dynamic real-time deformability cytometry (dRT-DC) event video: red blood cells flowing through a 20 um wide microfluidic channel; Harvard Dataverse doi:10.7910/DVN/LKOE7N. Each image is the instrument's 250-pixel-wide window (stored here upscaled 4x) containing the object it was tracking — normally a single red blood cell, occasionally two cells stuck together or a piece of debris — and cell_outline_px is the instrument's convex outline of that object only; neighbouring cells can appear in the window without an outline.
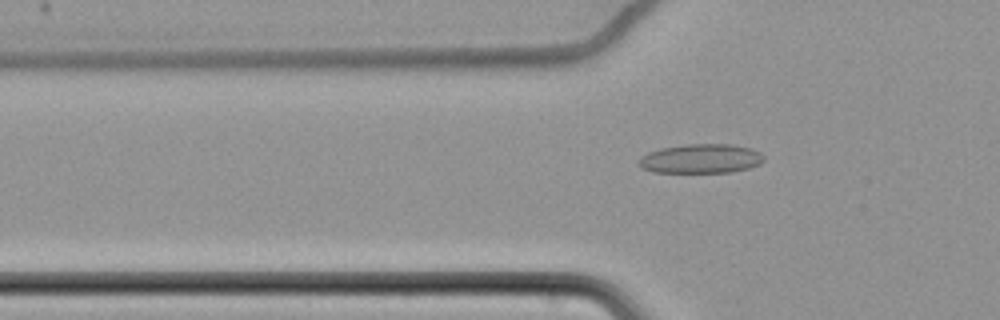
{"species": "common noctule bat (a hibernating species)", "species_latin": "Nyctalus noctula", "temperature_condition": "cold", "stored_images_in_passage": 56, "camera_frame_rate_fps": 3000, "um_per_image_px": 0.085, "animal": {"sex": "female", "body_mass_g": 22.7, "forearm_length_mm": 54.2}, "frame": {"image": 1, "passage_image": 18, "time_ms": 5.667, "image_size_px": [1000, 320], "cell_outline_px": [[764, 160], [760, 164], [748, 168], [732, 172], [652, 172], [636, 164], [640, 156], [648, 152], [660, 148], [688, 144], [732, 144], [752, 148], [760, 152], [764, 156]], "centroid_in_image_um": [59.57, 13.48], "position_along_channel_um": 66.2, "area_um2": 21.5}}
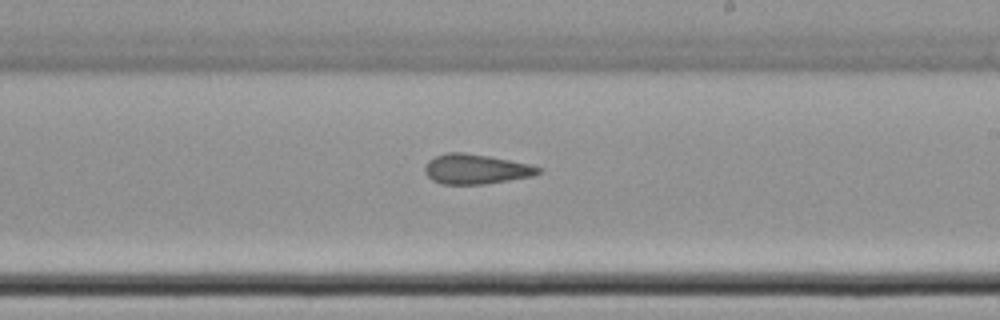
{"frame": {"image": 2, "passage_image": 34, "time_ms": 11.0, "image_size_px": [1000, 320], "cell_outline_px": [[544, 172], [532, 176], [484, 184], [440, 184], [432, 180], [424, 172], [424, 168], [428, 160], [436, 156], [448, 152], [464, 152], [488, 156], [532, 164], [544, 168]], "centroid_in_image_um": [40.49, 14.37], "position_along_channel_um": 248.5, "area_um2": 19.94}}
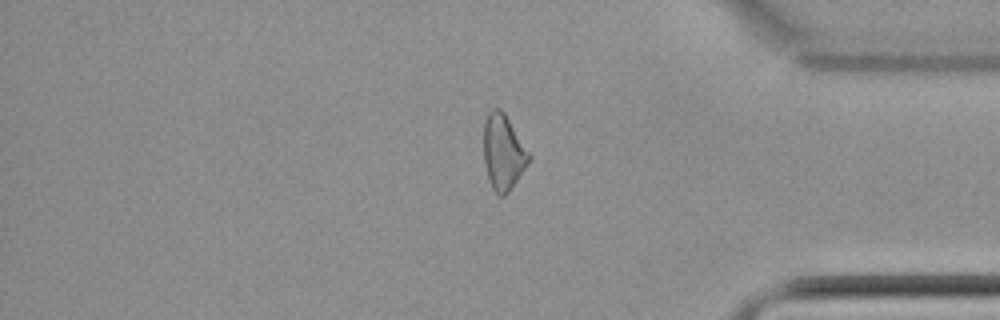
{"frame": {"image": 3, "passage_image": 48, "time_ms": 15.667, "image_size_px": [1000, 320], "cell_outline_px": [[532, 156], [528, 164], [508, 192], [504, 196], [500, 196], [492, 188], [488, 180], [484, 164], [484, 120], [488, 112], [492, 108], [500, 108], [504, 112]], "centroid_in_image_um": [42.76, 12.92], "position_along_channel_um": 392.4, "area_um2": 19.94}, "authors_computed_cell_mechanics": {"area_um2": 20.3456, "velocity_mm_per_s": 3.4808, "shape_relaxation_time_tau1_ms": null, "shape_relaxation_time_tau2_ms": 4.416, "deformation_change_tau1": null, "deformation_change_tau2": 0.1166}}